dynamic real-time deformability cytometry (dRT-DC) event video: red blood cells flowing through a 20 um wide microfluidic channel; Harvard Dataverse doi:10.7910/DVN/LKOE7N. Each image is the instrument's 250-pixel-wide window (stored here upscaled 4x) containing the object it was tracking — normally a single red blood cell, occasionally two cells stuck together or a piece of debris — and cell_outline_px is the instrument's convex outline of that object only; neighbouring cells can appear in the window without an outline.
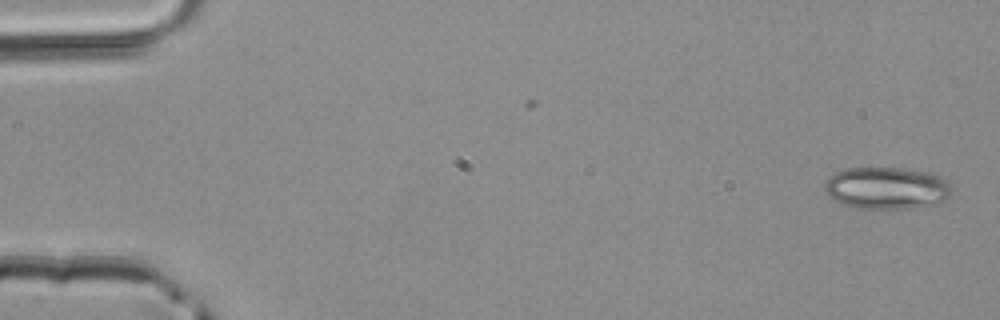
{"species": "common noctule bat (a hibernating species)", "species_latin": "Nyctalus noctula", "temperature_condition": "room temperature", "stored_images_in_passage": 4, "camera_frame_rate_fps": 3000, "um_per_image_px": 0.085, "animal": {"sex": "male", "body_mass_g": 20.4}, "frame": {"image": 1, "passage_image": 1, "time_ms": 0.0, "image_size_px": [1000, 320], "cell_outline_px": [[952, 192], [944, 200], [936, 204], [908, 208], [864, 212], [844, 204], [828, 196], [824, 192], [824, 184], [836, 172], [848, 168], [904, 168], [928, 172], [940, 176], [948, 180], [952, 188]], "centroid_in_image_um": [75.37, 16.02], "position_along_channel_um": 9.6, "area_um2": 31.91}}